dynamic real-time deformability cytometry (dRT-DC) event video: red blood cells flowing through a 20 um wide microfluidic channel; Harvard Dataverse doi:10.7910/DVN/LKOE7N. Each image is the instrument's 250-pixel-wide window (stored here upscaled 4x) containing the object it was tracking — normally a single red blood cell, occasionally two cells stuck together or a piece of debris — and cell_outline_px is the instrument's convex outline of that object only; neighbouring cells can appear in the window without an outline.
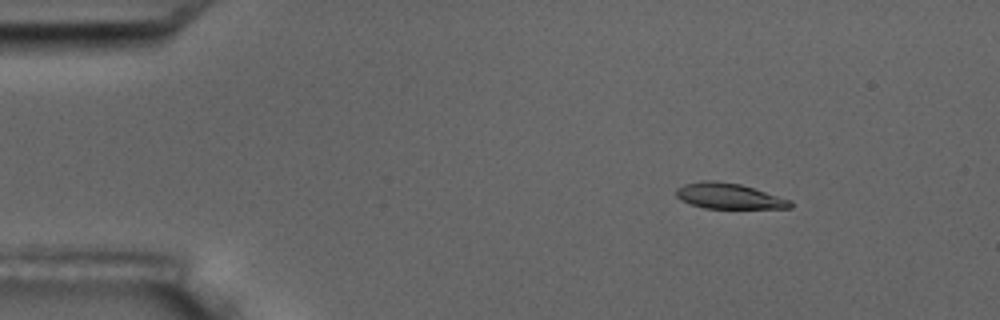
{"species": "common noctule bat (a hibernating species)", "species_latin": "Nyctalus noctula", "temperature_condition": "room temperature", "stored_images_in_passage": 4, "camera_frame_rate_fps": 3000, "um_per_image_px": 0.085, "animal": {"sex": "male", "body_mass_g": 17.5, "forearm_length_mm": 52.3}, "frame": {"image": 1, "passage_image": 2, "time_ms": 1.0, "image_size_px": [1000, 320], "cell_outline_px": [[792, 208], [704, 208], [680, 200], [676, 196], [676, 188], [684, 184], [704, 180], [716, 180], [740, 184], [792, 200]], "centroid_in_image_um": [61.94, 16.66], "position_along_channel_um": 23.1, "area_um2": 16.99}}